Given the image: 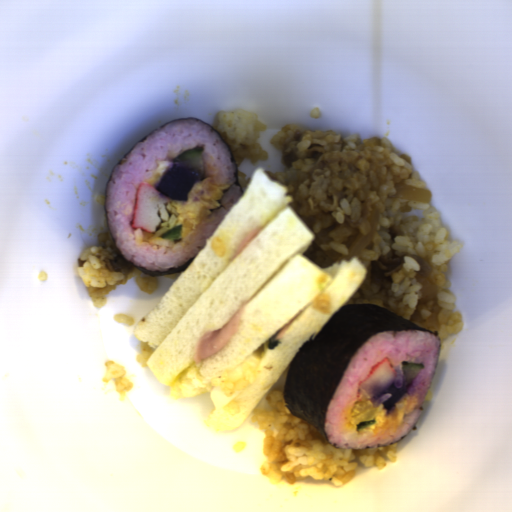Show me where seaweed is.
Listing matches in <instances>:
<instances>
[{
	"label": "seaweed",
	"instance_id": "obj_1",
	"mask_svg": "<svg viewBox=\"0 0 512 512\" xmlns=\"http://www.w3.org/2000/svg\"><path fill=\"white\" fill-rule=\"evenodd\" d=\"M385 331H393V335L401 331L432 333L438 339V363L442 345L436 332L380 305L355 303L336 310L288 364L283 397L289 412L316 428L331 446L325 430L327 407L358 350L373 335Z\"/></svg>",
	"mask_w": 512,
	"mask_h": 512
},
{
	"label": "seaweed",
	"instance_id": "obj_2",
	"mask_svg": "<svg viewBox=\"0 0 512 512\" xmlns=\"http://www.w3.org/2000/svg\"><path fill=\"white\" fill-rule=\"evenodd\" d=\"M184 119H195V120H200L201 122H203L205 125H207L208 127H210L212 130H214L216 132V134L218 135V137L221 139V141L223 142V144L225 145L234 165H235V174H234V183L235 185L239 188L240 190V198H242V195H243V187L240 183V180L238 178V168H237V163L228 147V145L226 144V142L224 141L223 137L211 126L209 125L207 122H205L204 120H202L201 118H194V117H186V118H175L173 120H171L170 122H174V121H178V120H184ZM170 122L164 124L163 126H161L160 128H158L157 130L155 131H152L150 132L149 134H147L146 136H144L143 138H141L139 140V142L133 147L135 148L137 145H139L141 142H143L147 137H149L152 133L162 129L163 127H165L167 124H169ZM132 148V149H133ZM131 149V150H132ZM130 150V151H131ZM130 151L125 154L116 164L115 166L112 168L111 172L109 173L108 175V178H107V183H106V187H105V195H104V205H103V212H104V216H105V220H106V224H107V228L109 230V233L111 235V238H112V241L114 243V246L117 250V252L119 253L120 257L122 260H124L125 262H127L128 264H130L131 266H133L135 269H137L138 271H140L141 273H144V274H147V275H150V276H153V277H161V276H166V275H171V274H175V273H179V272H185L186 269L188 268V266L190 265V263L192 262V260L194 259V257L190 258L189 260H187L185 263H183L182 265L180 266H177L171 270H168V271H150L148 269H145L143 267H140L138 265H135L133 263H130L126 260V258L123 256V254L120 252V250L117 248L116 244H115V241H114V238H113V235L111 233V230H110V227H109V224H108V213H107V198H108V188H109V182H110V178H111V174L114 170V168L116 167L117 164L121 163L122 159L123 158H126L127 155L130 153Z\"/></svg>",
	"mask_w": 512,
	"mask_h": 512
}]
</instances>
